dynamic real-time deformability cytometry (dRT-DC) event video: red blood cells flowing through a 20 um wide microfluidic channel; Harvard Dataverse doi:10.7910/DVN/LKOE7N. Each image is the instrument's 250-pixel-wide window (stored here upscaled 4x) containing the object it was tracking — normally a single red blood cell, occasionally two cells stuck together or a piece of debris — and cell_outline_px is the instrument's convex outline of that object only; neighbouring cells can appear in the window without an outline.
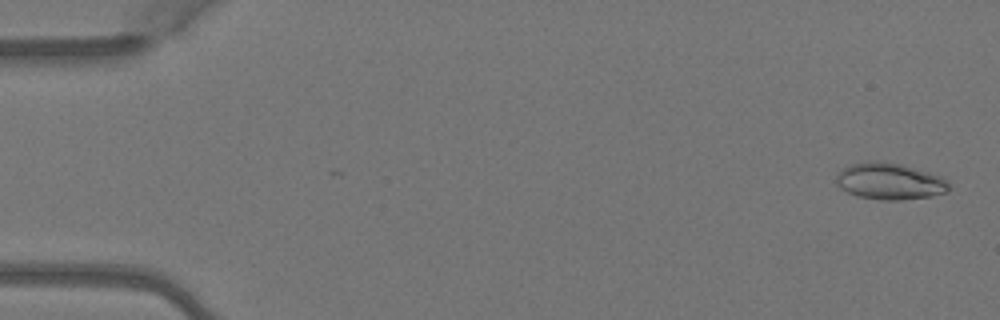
{"species": "Egyptian fruit bat (a non-hibernating species)", "species_latin": "Rousettus aegyptiacus", "temperature_condition": "warm", "stored_images_in_passage": 3, "camera_frame_rate_fps": 3000, "um_per_image_px": 0.085, "animal": {"sex": "female"}, "frame": {"image": 1, "passage_image": 1, "time_ms": 0.0, "image_size_px": [1000, 320], "cell_outline_px": [[948, 192], [932, 196], [900, 200], [884, 200], [860, 196], [848, 192], [840, 188], [836, 184], [836, 176], [844, 168], [852, 164], [900, 164], [928, 172], [940, 176], [948, 180]], "centroid_in_image_um": [75.67, 15.46], "position_along_channel_um": 9.3, "area_um2": 23.06}}